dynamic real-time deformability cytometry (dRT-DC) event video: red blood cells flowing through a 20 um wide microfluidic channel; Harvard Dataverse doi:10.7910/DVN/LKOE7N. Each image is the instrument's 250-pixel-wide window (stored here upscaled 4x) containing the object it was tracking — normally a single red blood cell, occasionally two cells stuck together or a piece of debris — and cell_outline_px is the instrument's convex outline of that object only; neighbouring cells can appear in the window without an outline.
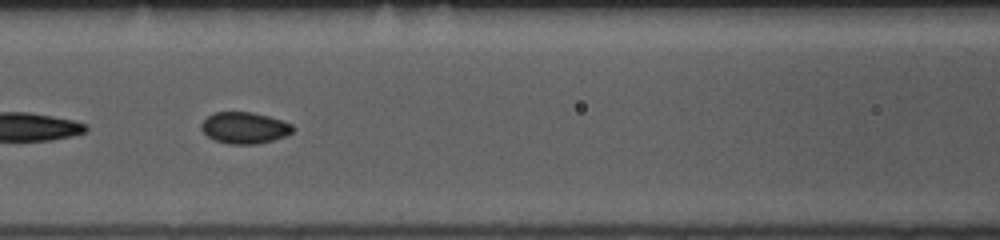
{"species": "common noctule bat (a hibernating species)", "species_latin": "Nyctalus noctula", "temperature_condition": "room temperature", "stored_images_in_passage": 35, "segment_of_instrument_passage": [2, 2], "camera_frame_rate_fps": 3000, "um_per_image_px": 0.085, "animal": {"sex": "female", "body_mass_g": 10.0, "forearm_length_mm": 53.1}, "frame": {"image": 1, "passage_image": 23, "time_ms": 7.333, "image_size_px": [1000, 240], "cell_outline_px": [[296, 128], [292, 132], [284, 136], [272, 140], [256, 144], [228, 144], [216, 140], [208, 136], [200, 128], [200, 124], [208, 116], [216, 112], [252, 112], [268, 116], [292, 124]], "centroid_in_image_um": [20.78, 10.86], "position_along_channel_um": 145.8, "area_um2": 16.65}}